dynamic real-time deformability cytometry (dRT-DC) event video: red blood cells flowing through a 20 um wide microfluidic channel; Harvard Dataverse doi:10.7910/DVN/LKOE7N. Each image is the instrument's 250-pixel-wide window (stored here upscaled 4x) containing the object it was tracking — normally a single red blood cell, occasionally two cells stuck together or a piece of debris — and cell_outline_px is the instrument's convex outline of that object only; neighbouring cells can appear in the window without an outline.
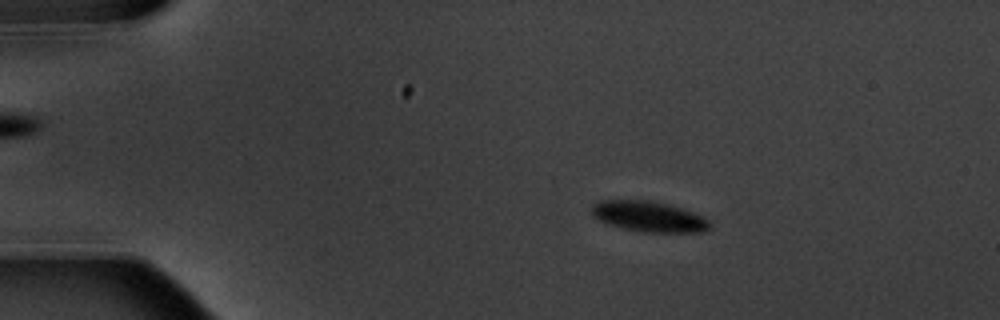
{"species": "common noctule bat (a hibernating species)", "species_latin": "Nyctalus noctula", "temperature_condition": "warm", "stored_images_in_passage": 4, "camera_frame_rate_fps": 3000, "um_per_image_px": 0.085, "animal": {"sex": "male", "body_mass_g": 20.1, "forearm_length_mm": 53.5}, "frame": {"image": 1, "passage_image": 2, "time_ms": 1.0, "image_size_px": [1000, 320], "cell_outline_px": [[712, 228], [704, 232], [640, 232], [608, 224], [592, 216], [592, 204], [600, 200], [648, 200], [668, 204], [692, 212], [708, 220], [712, 224]], "centroid_in_image_um": [55.15, 18.41], "position_along_channel_um": 29.9, "area_um2": 21.04}}